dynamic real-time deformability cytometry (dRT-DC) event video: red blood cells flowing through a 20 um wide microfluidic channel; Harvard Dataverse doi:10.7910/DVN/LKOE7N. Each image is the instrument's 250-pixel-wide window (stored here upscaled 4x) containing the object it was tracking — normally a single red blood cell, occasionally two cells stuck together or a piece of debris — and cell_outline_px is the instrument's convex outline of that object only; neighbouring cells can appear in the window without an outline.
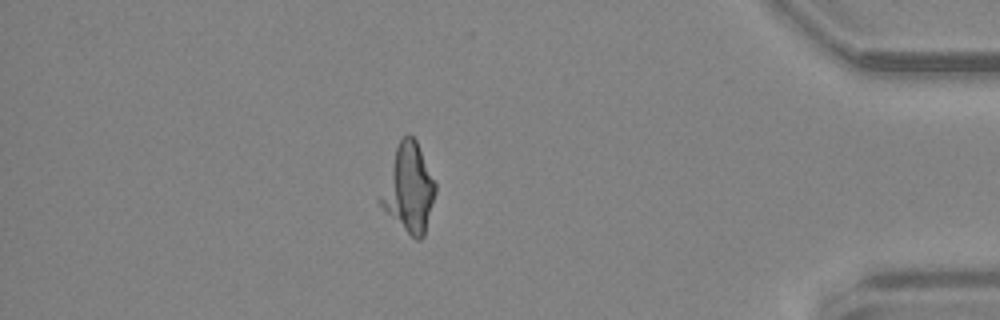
{"species": "common noctule bat (a hibernating species)", "species_latin": "Nyctalus noctula", "temperature_condition": "warm", "stored_images_in_passage": 57, "camera_frame_rate_fps": 3000, "um_per_image_px": 0.085, "animal": {"sex": "female", "body_mass_g": 24.6, "forearm_length_mm": 56.2}, "frame": {"image": 1, "passage_image": 50, "time_ms": 16.333, "image_size_px": [1000, 320], "cell_outline_px": [[436, 192], [424, 236], [420, 240], [416, 240], [376, 200], [396, 148], [400, 140], [408, 132], [416, 140], [436, 184]], "centroid_in_image_um": [34.74, 15.99], "position_along_channel_um": 400.5, "area_um2": 27.51}}